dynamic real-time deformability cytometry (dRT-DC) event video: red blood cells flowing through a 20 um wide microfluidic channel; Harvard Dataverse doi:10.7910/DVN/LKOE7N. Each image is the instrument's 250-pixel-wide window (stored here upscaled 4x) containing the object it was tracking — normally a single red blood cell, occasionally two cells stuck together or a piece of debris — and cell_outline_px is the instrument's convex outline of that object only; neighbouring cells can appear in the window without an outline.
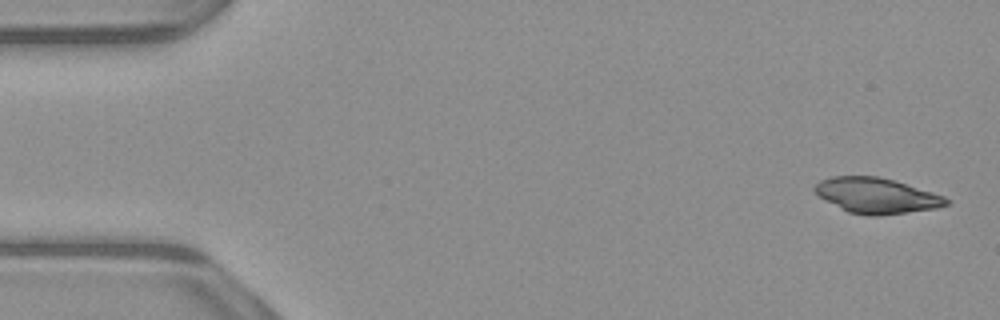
{"species": "common noctule bat (a hibernating species)", "species_latin": "Nyctalus noctula", "temperature_condition": "warm", "stored_images_in_passage": 51, "camera_frame_rate_fps": 3000, "um_per_image_px": 0.085, "animal": {"sex": "male", "body_mass_g": 23.1, "forearm_length_mm": 52.7}, "frame": {"image": 1, "passage_image": 1, "time_ms": 0.0, "image_size_px": [1000, 320], "cell_outline_px": [[952, 200], [948, 204], [936, 208], [876, 216], [868, 216], [848, 212], [840, 208], [820, 196], [812, 188], [820, 180], [832, 176], [880, 176], [932, 192], [944, 196]], "centroid_in_image_um": [74.51, 16.62], "position_along_channel_um": 10.5, "area_um2": 26.93}}